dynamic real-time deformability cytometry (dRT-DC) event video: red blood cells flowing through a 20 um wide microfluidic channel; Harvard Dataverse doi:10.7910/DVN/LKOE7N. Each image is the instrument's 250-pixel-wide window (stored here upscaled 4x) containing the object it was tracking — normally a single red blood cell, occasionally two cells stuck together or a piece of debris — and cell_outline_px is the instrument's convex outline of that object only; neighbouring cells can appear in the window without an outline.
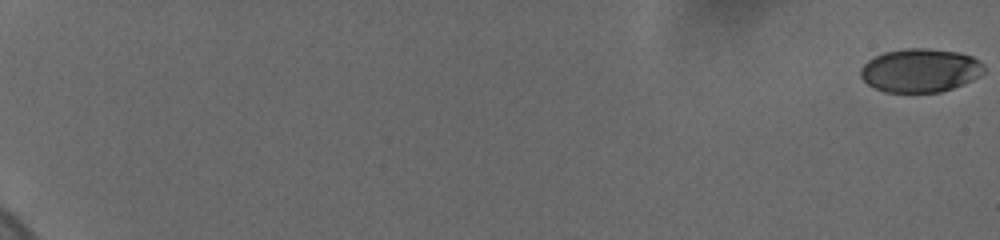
{"species": "human", "species_latin": "Homo sapiens", "temperature_condition": "cold", "stored_images_in_passage": 15, "camera_frame_rate_fps": 3000, "um_per_image_px": 0.085, "donor": {"sex": "female"}, "frame": {"image": 1, "passage_image": 1, "time_ms": 0.0, "image_size_px": [1000, 240], "cell_outline_px": [[984, 72], [980, 76], [964, 84], [940, 92], [884, 92], [868, 84], [860, 76], [860, 68], [868, 60], [884, 52], [908, 48], [924, 48], [960, 52], [972, 56], [980, 60], [984, 64]], "centroid_in_image_um": [78.24, 5.98], "position_along_channel_um": 6.8, "area_um2": 31.44}}